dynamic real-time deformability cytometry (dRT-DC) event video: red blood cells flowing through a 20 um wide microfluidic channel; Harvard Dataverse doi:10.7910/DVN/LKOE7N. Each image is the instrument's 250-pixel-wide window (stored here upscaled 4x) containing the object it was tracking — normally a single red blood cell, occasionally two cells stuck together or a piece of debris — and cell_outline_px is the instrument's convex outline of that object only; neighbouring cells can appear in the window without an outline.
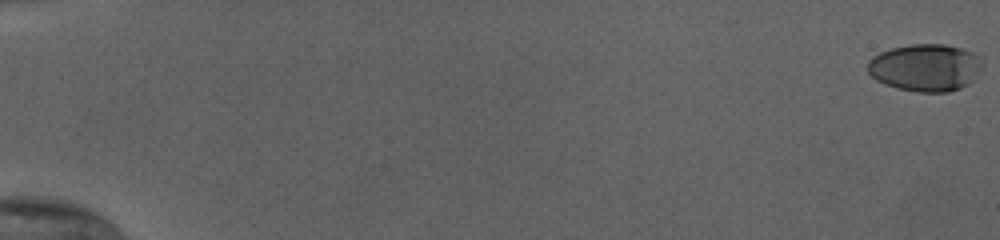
{"species": "human", "species_latin": "Homo sapiens", "temperature_condition": "cold", "stored_images_in_passage": 14, "camera_frame_rate_fps": 3000, "um_per_image_px": 0.085, "donor": {"sex": "female"}, "frame": {"image": 1, "passage_image": 1, "time_ms": 0.0, "image_size_px": [1000, 240], "cell_outline_px": [[984, 68], [968, 84], [960, 88], [948, 92], [916, 92], [896, 88], [884, 84], [876, 80], [868, 72], [868, 60], [872, 56], [880, 52], [892, 48], [912, 44], [944, 44], [960, 48], [972, 52], [980, 56]], "centroid_in_image_um": [78.67, 5.75], "position_along_channel_um": 6.3, "area_um2": 31.91}}